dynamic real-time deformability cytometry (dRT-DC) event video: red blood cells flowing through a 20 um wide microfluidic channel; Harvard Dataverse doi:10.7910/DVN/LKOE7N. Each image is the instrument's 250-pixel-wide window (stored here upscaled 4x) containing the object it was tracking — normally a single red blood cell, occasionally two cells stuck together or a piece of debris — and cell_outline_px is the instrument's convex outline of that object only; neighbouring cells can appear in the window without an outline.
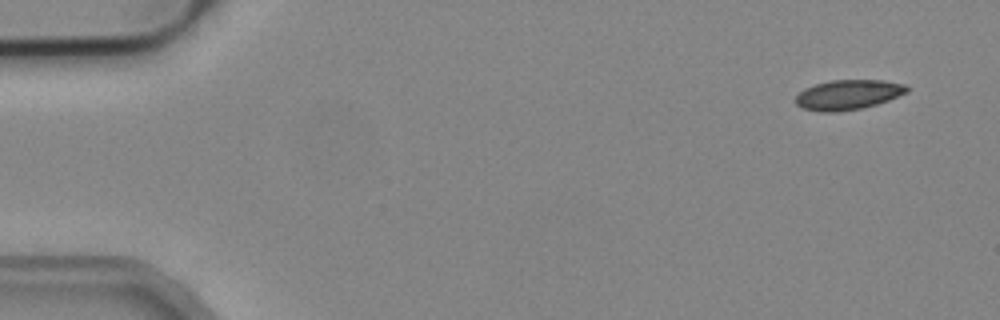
{"species": "common noctule bat (a hibernating species)", "species_latin": "Nyctalus noctula", "temperature_condition": "cold", "stored_images_in_passage": 4, "camera_frame_rate_fps": 3000, "um_per_image_px": 0.085, "animal": {"sex": "male", "body_mass_g": 19.2, "forearm_length_mm": 51.8}, "frame": {"image": 1, "passage_image": 1, "time_ms": 0.0, "image_size_px": [1000, 320], "cell_outline_px": [[908, 92], [888, 100], [876, 104], [860, 108], [836, 112], [820, 112], [804, 108], [796, 104], [796, 96], [804, 88], [816, 84], [832, 80], [884, 80], [904, 84], [908, 88]], "centroid_in_image_um": [72.09, 8.04], "position_along_channel_um": 12.9, "area_um2": 19.19}}